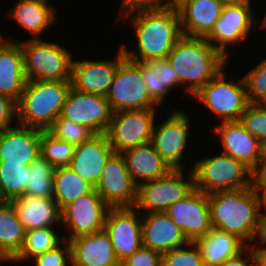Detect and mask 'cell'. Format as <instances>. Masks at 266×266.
Here are the masks:
<instances>
[{
  "label": "cell",
  "instance_id": "obj_1",
  "mask_svg": "<svg viewBox=\"0 0 266 266\" xmlns=\"http://www.w3.org/2000/svg\"><path fill=\"white\" fill-rule=\"evenodd\" d=\"M118 14V19L121 18V21L130 20L135 33L136 54L135 51L127 49L126 45H121L125 58L130 61L147 62L166 59L177 41L183 36L179 13L175 5L137 8Z\"/></svg>",
  "mask_w": 266,
  "mask_h": 266
},
{
  "label": "cell",
  "instance_id": "obj_2",
  "mask_svg": "<svg viewBox=\"0 0 266 266\" xmlns=\"http://www.w3.org/2000/svg\"><path fill=\"white\" fill-rule=\"evenodd\" d=\"M208 205L212 228L237 236L247 246L255 245L265 213V200L251 187L208 194Z\"/></svg>",
  "mask_w": 266,
  "mask_h": 266
},
{
  "label": "cell",
  "instance_id": "obj_3",
  "mask_svg": "<svg viewBox=\"0 0 266 266\" xmlns=\"http://www.w3.org/2000/svg\"><path fill=\"white\" fill-rule=\"evenodd\" d=\"M185 93L195 95L226 67L227 58L205 38L182 36L167 56Z\"/></svg>",
  "mask_w": 266,
  "mask_h": 266
},
{
  "label": "cell",
  "instance_id": "obj_4",
  "mask_svg": "<svg viewBox=\"0 0 266 266\" xmlns=\"http://www.w3.org/2000/svg\"><path fill=\"white\" fill-rule=\"evenodd\" d=\"M71 80L27 81L17 106V124L47 131L61 115Z\"/></svg>",
  "mask_w": 266,
  "mask_h": 266
},
{
  "label": "cell",
  "instance_id": "obj_5",
  "mask_svg": "<svg viewBox=\"0 0 266 266\" xmlns=\"http://www.w3.org/2000/svg\"><path fill=\"white\" fill-rule=\"evenodd\" d=\"M27 81L71 80L73 56L59 43L44 39L20 41Z\"/></svg>",
  "mask_w": 266,
  "mask_h": 266
},
{
  "label": "cell",
  "instance_id": "obj_6",
  "mask_svg": "<svg viewBox=\"0 0 266 266\" xmlns=\"http://www.w3.org/2000/svg\"><path fill=\"white\" fill-rule=\"evenodd\" d=\"M190 169L195 188L206 194L250 187L251 169L242 161L221 152L197 160Z\"/></svg>",
  "mask_w": 266,
  "mask_h": 266
},
{
  "label": "cell",
  "instance_id": "obj_7",
  "mask_svg": "<svg viewBox=\"0 0 266 266\" xmlns=\"http://www.w3.org/2000/svg\"><path fill=\"white\" fill-rule=\"evenodd\" d=\"M222 69L193 98L220 118V123L239 121L249 105L243 77L240 80H227Z\"/></svg>",
  "mask_w": 266,
  "mask_h": 266
},
{
  "label": "cell",
  "instance_id": "obj_8",
  "mask_svg": "<svg viewBox=\"0 0 266 266\" xmlns=\"http://www.w3.org/2000/svg\"><path fill=\"white\" fill-rule=\"evenodd\" d=\"M184 171L171 170L164 177L139 184L136 210H144L142 214L166 212L171 204L187 196L195 188L194 175L190 169L185 177Z\"/></svg>",
  "mask_w": 266,
  "mask_h": 266
},
{
  "label": "cell",
  "instance_id": "obj_9",
  "mask_svg": "<svg viewBox=\"0 0 266 266\" xmlns=\"http://www.w3.org/2000/svg\"><path fill=\"white\" fill-rule=\"evenodd\" d=\"M111 110L158 109L150 97L140 72V62L125 58L118 66L113 82L105 96Z\"/></svg>",
  "mask_w": 266,
  "mask_h": 266
},
{
  "label": "cell",
  "instance_id": "obj_10",
  "mask_svg": "<svg viewBox=\"0 0 266 266\" xmlns=\"http://www.w3.org/2000/svg\"><path fill=\"white\" fill-rule=\"evenodd\" d=\"M158 109L122 110L112 114L106 131L114 153L147 144L151 141Z\"/></svg>",
  "mask_w": 266,
  "mask_h": 266
},
{
  "label": "cell",
  "instance_id": "obj_11",
  "mask_svg": "<svg viewBox=\"0 0 266 266\" xmlns=\"http://www.w3.org/2000/svg\"><path fill=\"white\" fill-rule=\"evenodd\" d=\"M252 0L225 3L221 16L215 22L213 30L205 38L216 50L229 60L227 47L239 44L248 38L252 26L259 21L253 14Z\"/></svg>",
  "mask_w": 266,
  "mask_h": 266
},
{
  "label": "cell",
  "instance_id": "obj_12",
  "mask_svg": "<svg viewBox=\"0 0 266 266\" xmlns=\"http://www.w3.org/2000/svg\"><path fill=\"white\" fill-rule=\"evenodd\" d=\"M184 110H172L163 123L154 124L150 143L171 170H184V151L188 146L190 118Z\"/></svg>",
  "mask_w": 266,
  "mask_h": 266
},
{
  "label": "cell",
  "instance_id": "obj_13",
  "mask_svg": "<svg viewBox=\"0 0 266 266\" xmlns=\"http://www.w3.org/2000/svg\"><path fill=\"white\" fill-rule=\"evenodd\" d=\"M109 206L93 188L61 210L62 226L66 227L65 240L89 235L104 229Z\"/></svg>",
  "mask_w": 266,
  "mask_h": 266
},
{
  "label": "cell",
  "instance_id": "obj_14",
  "mask_svg": "<svg viewBox=\"0 0 266 266\" xmlns=\"http://www.w3.org/2000/svg\"><path fill=\"white\" fill-rule=\"evenodd\" d=\"M112 114L105 96L80 92L71 87L60 116L87 127L94 134H105Z\"/></svg>",
  "mask_w": 266,
  "mask_h": 266
},
{
  "label": "cell",
  "instance_id": "obj_15",
  "mask_svg": "<svg viewBox=\"0 0 266 266\" xmlns=\"http://www.w3.org/2000/svg\"><path fill=\"white\" fill-rule=\"evenodd\" d=\"M94 189L110 208L134 207L137 185L121 153H113L109 157Z\"/></svg>",
  "mask_w": 266,
  "mask_h": 266
},
{
  "label": "cell",
  "instance_id": "obj_16",
  "mask_svg": "<svg viewBox=\"0 0 266 266\" xmlns=\"http://www.w3.org/2000/svg\"><path fill=\"white\" fill-rule=\"evenodd\" d=\"M104 230L121 264L142 246V213L135 207L109 208Z\"/></svg>",
  "mask_w": 266,
  "mask_h": 266
},
{
  "label": "cell",
  "instance_id": "obj_17",
  "mask_svg": "<svg viewBox=\"0 0 266 266\" xmlns=\"http://www.w3.org/2000/svg\"><path fill=\"white\" fill-rule=\"evenodd\" d=\"M165 213L183 231L189 242L204 237L212 229L208 194L197 188L171 204Z\"/></svg>",
  "mask_w": 266,
  "mask_h": 266
},
{
  "label": "cell",
  "instance_id": "obj_18",
  "mask_svg": "<svg viewBox=\"0 0 266 266\" xmlns=\"http://www.w3.org/2000/svg\"><path fill=\"white\" fill-rule=\"evenodd\" d=\"M113 60H72L71 83L75 90L106 96L119 64L125 59L118 46Z\"/></svg>",
  "mask_w": 266,
  "mask_h": 266
},
{
  "label": "cell",
  "instance_id": "obj_19",
  "mask_svg": "<svg viewBox=\"0 0 266 266\" xmlns=\"http://www.w3.org/2000/svg\"><path fill=\"white\" fill-rule=\"evenodd\" d=\"M224 2L221 0H177L183 36L206 38L221 16Z\"/></svg>",
  "mask_w": 266,
  "mask_h": 266
},
{
  "label": "cell",
  "instance_id": "obj_20",
  "mask_svg": "<svg viewBox=\"0 0 266 266\" xmlns=\"http://www.w3.org/2000/svg\"><path fill=\"white\" fill-rule=\"evenodd\" d=\"M113 153L106 134H95L88 141L75 146L69 167L95 187L107 160Z\"/></svg>",
  "mask_w": 266,
  "mask_h": 266
},
{
  "label": "cell",
  "instance_id": "obj_21",
  "mask_svg": "<svg viewBox=\"0 0 266 266\" xmlns=\"http://www.w3.org/2000/svg\"><path fill=\"white\" fill-rule=\"evenodd\" d=\"M41 154V130L20 124L0 132V161L30 165Z\"/></svg>",
  "mask_w": 266,
  "mask_h": 266
},
{
  "label": "cell",
  "instance_id": "obj_22",
  "mask_svg": "<svg viewBox=\"0 0 266 266\" xmlns=\"http://www.w3.org/2000/svg\"><path fill=\"white\" fill-rule=\"evenodd\" d=\"M183 231L165 212L142 214V245L160 254L188 244Z\"/></svg>",
  "mask_w": 266,
  "mask_h": 266
},
{
  "label": "cell",
  "instance_id": "obj_23",
  "mask_svg": "<svg viewBox=\"0 0 266 266\" xmlns=\"http://www.w3.org/2000/svg\"><path fill=\"white\" fill-rule=\"evenodd\" d=\"M71 266H120L108 233L103 229L68 240Z\"/></svg>",
  "mask_w": 266,
  "mask_h": 266
},
{
  "label": "cell",
  "instance_id": "obj_24",
  "mask_svg": "<svg viewBox=\"0 0 266 266\" xmlns=\"http://www.w3.org/2000/svg\"><path fill=\"white\" fill-rule=\"evenodd\" d=\"M14 39L7 36L0 41V94L17 103L25 89L27 78L20 40Z\"/></svg>",
  "mask_w": 266,
  "mask_h": 266
},
{
  "label": "cell",
  "instance_id": "obj_25",
  "mask_svg": "<svg viewBox=\"0 0 266 266\" xmlns=\"http://www.w3.org/2000/svg\"><path fill=\"white\" fill-rule=\"evenodd\" d=\"M213 130L220 137L223 147L221 153L242 161L250 169L259 160L260 141L240 121L218 123Z\"/></svg>",
  "mask_w": 266,
  "mask_h": 266
},
{
  "label": "cell",
  "instance_id": "obj_26",
  "mask_svg": "<svg viewBox=\"0 0 266 266\" xmlns=\"http://www.w3.org/2000/svg\"><path fill=\"white\" fill-rule=\"evenodd\" d=\"M19 221L25 230L62 225L61 209L54 198L22 195L12 199Z\"/></svg>",
  "mask_w": 266,
  "mask_h": 266
},
{
  "label": "cell",
  "instance_id": "obj_27",
  "mask_svg": "<svg viewBox=\"0 0 266 266\" xmlns=\"http://www.w3.org/2000/svg\"><path fill=\"white\" fill-rule=\"evenodd\" d=\"M8 11L9 19L17 21L31 35L30 39H40L41 34L43 37L45 30L51 28L58 17L55 5L48 0H16Z\"/></svg>",
  "mask_w": 266,
  "mask_h": 266
},
{
  "label": "cell",
  "instance_id": "obj_28",
  "mask_svg": "<svg viewBox=\"0 0 266 266\" xmlns=\"http://www.w3.org/2000/svg\"><path fill=\"white\" fill-rule=\"evenodd\" d=\"M133 182L139 184L166 176L171 169L149 142L121 153Z\"/></svg>",
  "mask_w": 266,
  "mask_h": 266
},
{
  "label": "cell",
  "instance_id": "obj_29",
  "mask_svg": "<svg viewBox=\"0 0 266 266\" xmlns=\"http://www.w3.org/2000/svg\"><path fill=\"white\" fill-rule=\"evenodd\" d=\"M195 243L200 250L204 266H220L247 247L237 236L217 228H212Z\"/></svg>",
  "mask_w": 266,
  "mask_h": 266
},
{
  "label": "cell",
  "instance_id": "obj_30",
  "mask_svg": "<svg viewBox=\"0 0 266 266\" xmlns=\"http://www.w3.org/2000/svg\"><path fill=\"white\" fill-rule=\"evenodd\" d=\"M140 72L150 97L160 106L169 91L179 86V78L167 59L140 62Z\"/></svg>",
  "mask_w": 266,
  "mask_h": 266
},
{
  "label": "cell",
  "instance_id": "obj_31",
  "mask_svg": "<svg viewBox=\"0 0 266 266\" xmlns=\"http://www.w3.org/2000/svg\"><path fill=\"white\" fill-rule=\"evenodd\" d=\"M25 229L10 201H0V257L12 260L21 250Z\"/></svg>",
  "mask_w": 266,
  "mask_h": 266
},
{
  "label": "cell",
  "instance_id": "obj_32",
  "mask_svg": "<svg viewBox=\"0 0 266 266\" xmlns=\"http://www.w3.org/2000/svg\"><path fill=\"white\" fill-rule=\"evenodd\" d=\"M53 198L62 210L94 187L80 178L69 166L56 167L53 172Z\"/></svg>",
  "mask_w": 266,
  "mask_h": 266
},
{
  "label": "cell",
  "instance_id": "obj_33",
  "mask_svg": "<svg viewBox=\"0 0 266 266\" xmlns=\"http://www.w3.org/2000/svg\"><path fill=\"white\" fill-rule=\"evenodd\" d=\"M30 165L0 161V201H11L25 194Z\"/></svg>",
  "mask_w": 266,
  "mask_h": 266
},
{
  "label": "cell",
  "instance_id": "obj_34",
  "mask_svg": "<svg viewBox=\"0 0 266 266\" xmlns=\"http://www.w3.org/2000/svg\"><path fill=\"white\" fill-rule=\"evenodd\" d=\"M64 240L54 228H37L25 231V239L19 253L11 260L21 263L31 257L46 253L54 249Z\"/></svg>",
  "mask_w": 266,
  "mask_h": 266
},
{
  "label": "cell",
  "instance_id": "obj_35",
  "mask_svg": "<svg viewBox=\"0 0 266 266\" xmlns=\"http://www.w3.org/2000/svg\"><path fill=\"white\" fill-rule=\"evenodd\" d=\"M55 167L40 154L30 164V174L25 195L53 198V172Z\"/></svg>",
  "mask_w": 266,
  "mask_h": 266
},
{
  "label": "cell",
  "instance_id": "obj_36",
  "mask_svg": "<svg viewBox=\"0 0 266 266\" xmlns=\"http://www.w3.org/2000/svg\"><path fill=\"white\" fill-rule=\"evenodd\" d=\"M75 146L41 130V154L56 168L69 166Z\"/></svg>",
  "mask_w": 266,
  "mask_h": 266
},
{
  "label": "cell",
  "instance_id": "obj_37",
  "mask_svg": "<svg viewBox=\"0 0 266 266\" xmlns=\"http://www.w3.org/2000/svg\"><path fill=\"white\" fill-rule=\"evenodd\" d=\"M56 139L63 140L78 146L85 141H88L93 135H95L87 127L76 124L71 120L64 119L58 116L53 125L47 130Z\"/></svg>",
  "mask_w": 266,
  "mask_h": 266
},
{
  "label": "cell",
  "instance_id": "obj_38",
  "mask_svg": "<svg viewBox=\"0 0 266 266\" xmlns=\"http://www.w3.org/2000/svg\"><path fill=\"white\" fill-rule=\"evenodd\" d=\"M247 98L252 104H266V58L243 76Z\"/></svg>",
  "mask_w": 266,
  "mask_h": 266
},
{
  "label": "cell",
  "instance_id": "obj_39",
  "mask_svg": "<svg viewBox=\"0 0 266 266\" xmlns=\"http://www.w3.org/2000/svg\"><path fill=\"white\" fill-rule=\"evenodd\" d=\"M161 266H204L200 250L195 242L162 254Z\"/></svg>",
  "mask_w": 266,
  "mask_h": 266
},
{
  "label": "cell",
  "instance_id": "obj_40",
  "mask_svg": "<svg viewBox=\"0 0 266 266\" xmlns=\"http://www.w3.org/2000/svg\"><path fill=\"white\" fill-rule=\"evenodd\" d=\"M239 121L260 142L266 141V104L249 103Z\"/></svg>",
  "mask_w": 266,
  "mask_h": 266
},
{
  "label": "cell",
  "instance_id": "obj_41",
  "mask_svg": "<svg viewBox=\"0 0 266 266\" xmlns=\"http://www.w3.org/2000/svg\"><path fill=\"white\" fill-rule=\"evenodd\" d=\"M31 259L35 261V266H71L70 244L68 240L64 239L54 249Z\"/></svg>",
  "mask_w": 266,
  "mask_h": 266
},
{
  "label": "cell",
  "instance_id": "obj_42",
  "mask_svg": "<svg viewBox=\"0 0 266 266\" xmlns=\"http://www.w3.org/2000/svg\"><path fill=\"white\" fill-rule=\"evenodd\" d=\"M161 264L162 254L142 245L125 259L121 266H161Z\"/></svg>",
  "mask_w": 266,
  "mask_h": 266
},
{
  "label": "cell",
  "instance_id": "obj_43",
  "mask_svg": "<svg viewBox=\"0 0 266 266\" xmlns=\"http://www.w3.org/2000/svg\"><path fill=\"white\" fill-rule=\"evenodd\" d=\"M16 118V102L11 98L0 94V132L13 127V124H17Z\"/></svg>",
  "mask_w": 266,
  "mask_h": 266
},
{
  "label": "cell",
  "instance_id": "obj_44",
  "mask_svg": "<svg viewBox=\"0 0 266 266\" xmlns=\"http://www.w3.org/2000/svg\"><path fill=\"white\" fill-rule=\"evenodd\" d=\"M250 187L257 195L266 199V161H257L251 168Z\"/></svg>",
  "mask_w": 266,
  "mask_h": 266
},
{
  "label": "cell",
  "instance_id": "obj_45",
  "mask_svg": "<svg viewBox=\"0 0 266 266\" xmlns=\"http://www.w3.org/2000/svg\"><path fill=\"white\" fill-rule=\"evenodd\" d=\"M177 0H122L120 12L137 8L169 7L174 6Z\"/></svg>",
  "mask_w": 266,
  "mask_h": 266
},
{
  "label": "cell",
  "instance_id": "obj_46",
  "mask_svg": "<svg viewBox=\"0 0 266 266\" xmlns=\"http://www.w3.org/2000/svg\"><path fill=\"white\" fill-rule=\"evenodd\" d=\"M220 266H257L255 246H247L243 251L224 261Z\"/></svg>",
  "mask_w": 266,
  "mask_h": 266
},
{
  "label": "cell",
  "instance_id": "obj_47",
  "mask_svg": "<svg viewBox=\"0 0 266 266\" xmlns=\"http://www.w3.org/2000/svg\"><path fill=\"white\" fill-rule=\"evenodd\" d=\"M258 242H259V244L258 245L256 244L255 246L266 247V212L263 215L262 223L260 226V232H259V235L257 236V242L256 243H258Z\"/></svg>",
  "mask_w": 266,
  "mask_h": 266
},
{
  "label": "cell",
  "instance_id": "obj_48",
  "mask_svg": "<svg viewBox=\"0 0 266 266\" xmlns=\"http://www.w3.org/2000/svg\"><path fill=\"white\" fill-rule=\"evenodd\" d=\"M257 266H266V247H256Z\"/></svg>",
  "mask_w": 266,
  "mask_h": 266
},
{
  "label": "cell",
  "instance_id": "obj_49",
  "mask_svg": "<svg viewBox=\"0 0 266 266\" xmlns=\"http://www.w3.org/2000/svg\"><path fill=\"white\" fill-rule=\"evenodd\" d=\"M258 161H266V141L260 142V154Z\"/></svg>",
  "mask_w": 266,
  "mask_h": 266
},
{
  "label": "cell",
  "instance_id": "obj_50",
  "mask_svg": "<svg viewBox=\"0 0 266 266\" xmlns=\"http://www.w3.org/2000/svg\"><path fill=\"white\" fill-rule=\"evenodd\" d=\"M263 17V20L260 21L261 23L258 22V24H260V27H262L263 29H266V14Z\"/></svg>",
  "mask_w": 266,
  "mask_h": 266
},
{
  "label": "cell",
  "instance_id": "obj_51",
  "mask_svg": "<svg viewBox=\"0 0 266 266\" xmlns=\"http://www.w3.org/2000/svg\"><path fill=\"white\" fill-rule=\"evenodd\" d=\"M221 1H223L224 3H236V2H241L244 0H221Z\"/></svg>",
  "mask_w": 266,
  "mask_h": 266
},
{
  "label": "cell",
  "instance_id": "obj_52",
  "mask_svg": "<svg viewBox=\"0 0 266 266\" xmlns=\"http://www.w3.org/2000/svg\"><path fill=\"white\" fill-rule=\"evenodd\" d=\"M3 261H5V262H11V260H9V259H6V258H2V257H0V264L3 262Z\"/></svg>",
  "mask_w": 266,
  "mask_h": 266
},
{
  "label": "cell",
  "instance_id": "obj_53",
  "mask_svg": "<svg viewBox=\"0 0 266 266\" xmlns=\"http://www.w3.org/2000/svg\"><path fill=\"white\" fill-rule=\"evenodd\" d=\"M4 38V35L1 34V31H0V41Z\"/></svg>",
  "mask_w": 266,
  "mask_h": 266
}]
</instances>
